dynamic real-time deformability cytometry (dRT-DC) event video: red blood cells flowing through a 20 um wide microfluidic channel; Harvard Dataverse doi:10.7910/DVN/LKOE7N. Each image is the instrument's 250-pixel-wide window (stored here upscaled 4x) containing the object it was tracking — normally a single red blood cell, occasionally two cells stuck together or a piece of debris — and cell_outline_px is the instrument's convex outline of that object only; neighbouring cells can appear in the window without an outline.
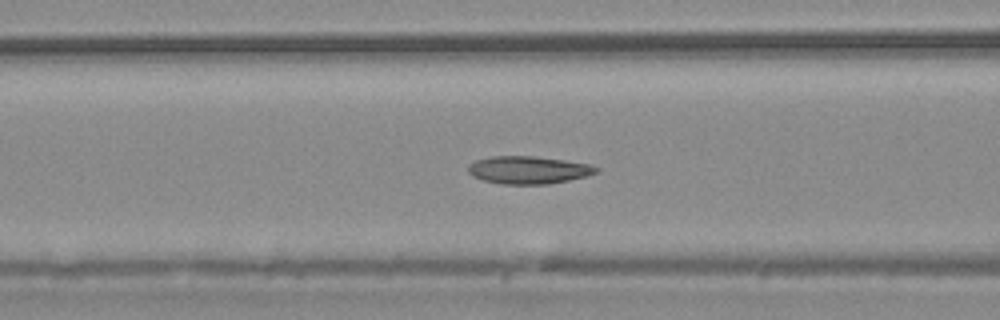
{"species": "common noctule bat (a hibernating species)", "species_latin": "Nyctalus noctula", "temperature_condition": "warm", "stored_images_in_passage": 53, "camera_frame_rate_fps": 3000, "um_per_image_px": 0.085, "animal": {"sex": "male", "body_mass_g": 20.4}, "frame": {"image": 1, "passage_image": 21, "time_ms": 6.667, "image_size_px": [1000, 320], "cell_outline_px": [[600, 168], [596, 172], [588, 176], [548, 184], [504, 184], [484, 180], [472, 176], [468, 172], [468, 164], [476, 160], [492, 156], [532, 156], [564, 160], [588, 164]], "centroid_in_image_um": [44.9, 14.44], "position_along_channel_um": 121.7, "area_um2": 20.52}}
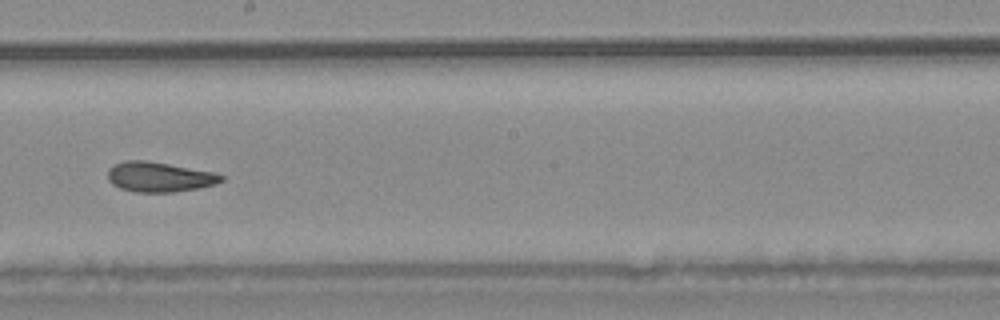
{"frame": {"image": 2, "passage_image": 30, "time_ms": 9.667, "image_size_px": [1000, 320], "cell_outline_px": [[224, 180], [216, 184], [200, 188], [172, 192], [136, 192], [120, 188], [112, 184], [108, 180], [108, 168], [112, 164], [128, 160], [144, 160], [168, 164], [212, 172], [224, 176]], "centroid_in_image_um": [13.51, 15.04], "position_along_channel_um": 234.7, "area_um2": 19.77}}
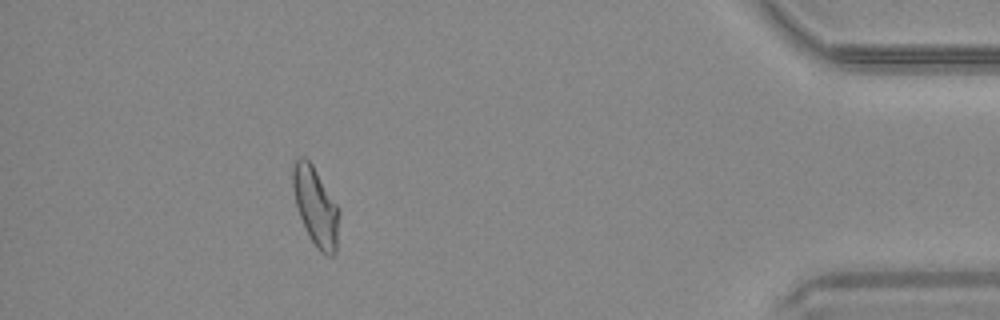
{"frame": {"image": 3, "passage_image": 48, "time_ms": 15.667, "image_size_px": [1000, 320], "cell_outline_px": [[340, 212], [336, 252], [332, 256], [328, 256], [320, 252], [316, 248], [300, 216], [296, 204], [292, 188], [292, 164], [300, 156], [304, 156], [312, 164], [336, 204]], "centroid_in_image_um": [26.83, 17.55], "position_along_channel_um": 408.4, "area_um2": 20.98}, "authors_computed_cell_mechanics": {"area_um2": 20.6346, "velocity_mm_per_s": 3.767, "shape_relaxation_time_tau1_ms": 6.6802, "shape_relaxation_time_tau2_ms": 2.2899, "deformation_change_tau1": 0.1626, "deformation_change_tau2": 0.0906}}